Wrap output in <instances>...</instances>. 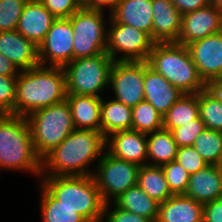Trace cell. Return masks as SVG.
<instances>
[{
	"instance_id": "1",
	"label": "cell",
	"mask_w": 222,
	"mask_h": 222,
	"mask_svg": "<svg viewBox=\"0 0 222 222\" xmlns=\"http://www.w3.org/2000/svg\"><path fill=\"white\" fill-rule=\"evenodd\" d=\"M105 149L106 137L101 132L75 129L42 159L41 176L92 175L89 166L100 161Z\"/></svg>"
},
{
	"instance_id": "2",
	"label": "cell",
	"mask_w": 222,
	"mask_h": 222,
	"mask_svg": "<svg viewBox=\"0 0 222 222\" xmlns=\"http://www.w3.org/2000/svg\"><path fill=\"white\" fill-rule=\"evenodd\" d=\"M66 98L63 67L38 65L22 70L17 76L14 115L27 117L36 110L60 103Z\"/></svg>"
},
{
	"instance_id": "3",
	"label": "cell",
	"mask_w": 222,
	"mask_h": 222,
	"mask_svg": "<svg viewBox=\"0 0 222 222\" xmlns=\"http://www.w3.org/2000/svg\"><path fill=\"white\" fill-rule=\"evenodd\" d=\"M42 159L35 151L26 117L0 115V169L41 177Z\"/></svg>"
},
{
	"instance_id": "4",
	"label": "cell",
	"mask_w": 222,
	"mask_h": 222,
	"mask_svg": "<svg viewBox=\"0 0 222 222\" xmlns=\"http://www.w3.org/2000/svg\"><path fill=\"white\" fill-rule=\"evenodd\" d=\"M39 180L60 204L75 210L88 222H102L105 203L92 175L42 176Z\"/></svg>"
},
{
	"instance_id": "5",
	"label": "cell",
	"mask_w": 222,
	"mask_h": 222,
	"mask_svg": "<svg viewBox=\"0 0 222 222\" xmlns=\"http://www.w3.org/2000/svg\"><path fill=\"white\" fill-rule=\"evenodd\" d=\"M148 65L184 94H197L207 88L187 46L177 42L155 43Z\"/></svg>"
},
{
	"instance_id": "6",
	"label": "cell",
	"mask_w": 222,
	"mask_h": 222,
	"mask_svg": "<svg viewBox=\"0 0 222 222\" xmlns=\"http://www.w3.org/2000/svg\"><path fill=\"white\" fill-rule=\"evenodd\" d=\"M26 119L35 151L41 159L76 129L67 100L36 110Z\"/></svg>"
},
{
	"instance_id": "7",
	"label": "cell",
	"mask_w": 222,
	"mask_h": 222,
	"mask_svg": "<svg viewBox=\"0 0 222 222\" xmlns=\"http://www.w3.org/2000/svg\"><path fill=\"white\" fill-rule=\"evenodd\" d=\"M113 62L107 52L72 60L63 67L67 94L102 97L101 91L109 88Z\"/></svg>"
},
{
	"instance_id": "8",
	"label": "cell",
	"mask_w": 222,
	"mask_h": 222,
	"mask_svg": "<svg viewBox=\"0 0 222 222\" xmlns=\"http://www.w3.org/2000/svg\"><path fill=\"white\" fill-rule=\"evenodd\" d=\"M105 12L81 7L70 17L73 30V60L106 52Z\"/></svg>"
},
{
	"instance_id": "9",
	"label": "cell",
	"mask_w": 222,
	"mask_h": 222,
	"mask_svg": "<svg viewBox=\"0 0 222 222\" xmlns=\"http://www.w3.org/2000/svg\"><path fill=\"white\" fill-rule=\"evenodd\" d=\"M96 165L92 176L105 204L137 185L141 167L138 164L115 158L106 151Z\"/></svg>"
},
{
	"instance_id": "10",
	"label": "cell",
	"mask_w": 222,
	"mask_h": 222,
	"mask_svg": "<svg viewBox=\"0 0 222 222\" xmlns=\"http://www.w3.org/2000/svg\"><path fill=\"white\" fill-rule=\"evenodd\" d=\"M109 24L106 52L114 61L148 60L155 44L148 33L123 23Z\"/></svg>"
},
{
	"instance_id": "11",
	"label": "cell",
	"mask_w": 222,
	"mask_h": 222,
	"mask_svg": "<svg viewBox=\"0 0 222 222\" xmlns=\"http://www.w3.org/2000/svg\"><path fill=\"white\" fill-rule=\"evenodd\" d=\"M115 100L133 108L144 98V61H114L109 89Z\"/></svg>"
},
{
	"instance_id": "12",
	"label": "cell",
	"mask_w": 222,
	"mask_h": 222,
	"mask_svg": "<svg viewBox=\"0 0 222 222\" xmlns=\"http://www.w3.org/2000/svg\"><path fill=\"white\" fill-rule=\"evenodd\" d=\"M40 65L64 67L73 60V30L70 18L56 19L38 46ZM49 62V63H48Z\"/></svg>"
},
{
	"instance_id": "13",
	"label": "cell",
	"mask_w": 222,
	"mask_h": 222,
	"mask_svg": "<svg viewBox=\"0 0 222 222\" xmlns=\"http://www.w3.org/2000/svg\"><path fill=\"white\" fill-rule=\"evenodd\" d=\"M199 76L208 85L222 80V31L187 45Z\"/></svg>"
},
{
	"instance_id": "14",
	"label": "cell",
	"mask_w": 222,
	"mask_h": 222,
	"mask_svg": "<svg viewBox=\"0 0 222 222\" xmlns=\"http://www.w3.org/2000/svg\"><path fill=\"white\" fill-rule=\"evenodd\" d=\"M222 31V11L211 3L182 15L181 32L177 43L188 44Z\"/></svg>"
},
{
	"instance_id": "15",
	"label": "cell",
	"mask_w": 222,
	"mask_h": 222,
	"mask_svg": "<svg viewBox=\"0 0 222 222\" xmlns=\"http://www.w3.org/2000/svg\"><path fill=\"white\" fill-rule=\"evenodd\" d=\"M106 150L115 158L139 166L146 165L148 150L146 133L132 129L114 132L106 137Z\"/></svg>"
},
{
	"instance_id": "16",
	"label": "cell",
	"mask_w": 222,
	"mask_h": 222,
	"mask_svg": "<svg viewBox=\"0 0 222 222\" xmlns=\"http://www.w3.org/2000/svg\"><path fill=\"white\" fill-rule=\"evenodd\" d=\"M183 94L144 61V100L148 101L157 112L164 116Z\"/></svg>"
},
{
	"instance_id": "17",
	"label": "cell",
	"mask_w": 222,
	"mask_h": 222,
	"mask_svg": "<svg viewBox=\"0 0 222 222\" xmlns=\"http://www.w3.org/2000/svg\"><path fill=\"white\" fill-rule=\"evenodd\" d=\"M0 53L20 71L40 65L38 46L17 30L0 32Z\"/></svg>"
},
{
	"instance_id": "18",
	"label": "cell",
	"mask_w": 222,
	"mask_h": 222,
	"mask_svg": "<svg viewBox=\"0 0 222 222\" xmlns=\"http://www.w3.org/2000/svg\"><path fill=\"white\" fill-rule=\"evenodd\" d=\"M152 8V40L155 43L177 42L181 32L182 14L171 0H152Z\"/></svg>"
},
{
	"instance_id": "19",
	"label": "cell",
	"mask_w": 222,
	"mask_h": 222,
	"mask_svg": "<svg viewBox=\"0 0 222 222\" xmlns=\"http://www.w3.org/2000/svg\"><path fill=\"white\" fill-rule=\"evenodd\" d=\"M56 18L44 7L40 0H28L16 30L26 39L39 46Z\"/></svg>"
},
{
	"instance_id": "20",
	"label": "cell",
	"mask_w": 222,
	"mask_h": 222,
	"mask_svg": "<svg viewBox=\"0 0 222 222\" xmlns=\"http://www.w3.org/2000/svg\"><path fill=\"white\" fill-rule=\"evenodd\" d=\"M184 195L201 204L222 197V170L219 165H207L204 169L190 174Z\"/></svg>"
},
{
	"instance_id": "21",
	"label": "cell",
	"mask_w": 222,
	"mask_h": 222,
	"mask_svg": "<svg viewBox=\"0 0 222 222\" xmlns=\"http://www.w3.org/2000/svg\"><path fill=\"white\" fill-rule=\"evenodd\" d=\"M152 19V0H120L109 16V23H123L151 36Z\"/></svg>"
},
{
	"instance_id": "22",
	"label": "cell",
	"mask_w": 222,
	"mask_h": 222,
	"mask_svg": "<svg viewBox=\"0 0 222 222\" xmlns=\"http://www.w3.org/2000/svg\"><path fill=\"white\" fill-rule=\"evenodd\" d=\"M66 100L76 129L101 132L102 97L67 94Z\"/></svg>"
},
{
	"instance_id": "23",
	"label": "cell",
	"mask_w": 222,
	"mask_h": 222,
	"mask_svg": "<svg viewBox=\"0 0 222 222\" xmlns=\"http://www.w3.org/2000/svg\"><path fill=\"white\" fill-rule=\"evenodd\" d=\"M156 222H203V204L185 195H172L159 204Z\"/></svg>"
},
{
	"instance_id": "24",
	"label": "cell",
	"mask_w": 222,
	"mask_h": 222,
	"mask_svg": "<svg viewBox=\"0 0 222 222\" xmlns=\"http://www.w3.org/2000/svg\"><path fill=\"white\" fill-rule=\"evenodd\" d=\"M147 136V164L162 166L176 159L178 146L170 130L161 129Z\"/></svg>"
},
{
	"instance_id": "25",
	"label": "cell",
	"mask_w": 222,
	"mask_h": 222,
	"mask_svg": "<svg viewBox=\"0 0 222 222\" xmlns=\"http://www.w3.org/2000/svg\"><path fill=\"white\" fill-rule=\"evenodd\" d=\"M132 129V108L115 99L101 103V133L110 134Z\"/></svg>"
},
{
	"instance_id": "26",
	"label": "cell",
	"mask_w": 222,
	"mask_h": 222,
	"mask_svg": "<svg viewBox=\"0 0 222 222\" xmlns=\"http://www.w3.org/2000/svg\"><path fill=\"white\" fill-rule=\"evenodd\" d=\"M113 203L123 210L156 222L159 203L149 197L138 184L123 192Z\"/></svg>"
},
{
	"instance_id": "27",
	"label": "cell",
	"mask_w": 222,
	"mask_h": 222,
	"mask_svg": "<svg viewBox=\"0 0 222 222\" xmlns=\"http://www.w3.org/2000/svg\"><path fill=\"white\" fill-rule=\"evenodd\" d=\"M137 184L159 204L173 195L161 166L142 165L139 169Z\"/></svg>"
},
{
	"instance_id": "28",
	"label": "cell",
	"mask_w": 222,
	"mask_h": 222,
	"mask_svg": "<svg viewBox=\"0 0 222 222\" xmlns=\"http://www.w3.org/2000/svg\"><path fill=\"white\" fill-rule=\"evenodd\" d=\"M199 116L198 93L183 94L163 116V128L171 131Z\"/></svg>"
},
{
	"instance_id": "29",
	"label": "cell",
	"mask_w": 222,
	"mask_h": 222,
	"mask_svg": "<svg viewBox=\"0 0 222 222\" xmlns=\"http://www.w3.org/2000/svg\"><path fill=\"white\" fill-rule=\"evenodd\" d=\"M40 187L42 222H88L75 210L60 204L41 184Z\"/></svg>"
},
{
	"instance_id": "30",
	"label": "cell",
	"mask_w": 222,
	"mask_h": 222,
	"mask_svg": "<svg viewBox=\"0 0 222 222\" xmlns=\"http://www.w3.org/2000/svg\"><path fill=\"white\" fill-rule=\"evenodd\" d=\"M200 118L210 130L222 131V104L207 87L198 93Z\"/></svg>"
},
{
	"instance_id": "31",
	"label": "cell",
	"mask_w": 222,
	"mask_h": 222,
	"mask_svg": "<svg viewBox=\"0 0 222 222\" xmlns=\"http://www.w3.org/2000/svg\"><path fill=\"white\" fill-rule=\"evenodd\" d=\"M193 147L209 165H219L222 159V131L206 128L198 135Z\"/></svg>"
},
{
	"instance_id": "32",
	"label": "cell",
	"mask_w": 222,
	"mask_h": 222,
	"mask_svg": "<svg viewBox=\"0 0 222 222\" xmlns=\"http://www.w3.org/2000/svg\"><path fill=\"white\" fill-rule=\"evenodd\" d=\"M163 129V116L146 100L132 108V130L150 133Z\"/></svg>"
},
{
	"instance_id": "33",
	"label": "cell",
	"mask_w": 222,
	"mask_h": 222,
	"mask_svg": "<svg viewBox=\"0 0 222 222\" xmlns=\"http://www.w3.org/2000/svg\"><path fill=\"white\" fill-rule=\"evenodd\" d=\"M28 0H0V32L16 30Z\"/></svg>"
},
{
	"instance_id": "34",
	"label": "cell",
	"mask_w": 222,
	"mask_h": 222,
	"mask_svg": "<svg viewBox=\"0 0 222 222\" xmlns=\"http://www.w3.org/2000/svg\"><path fill=\"white\" fill-rule=\"evenodd\" d=\"M166 181L173 195H184L188 184L190 173H188L176 160L161 166Z\"/></svg>"
},
{
	"instance_id": "35",
	"label": "cell",
	"mask_w": 222,
	"mask_h": 222,
	"mask_svg": "<svg viewBox=\"0 0 222 222\" xmlns=\"http://www.w3.org/2000/svg\"><path fill=\"white\" fill-rule=\"evenodd\" d=\"M206 129L200 116L181 127L171 130L176 145L179 147L193 146L198 135Z\"/></svg>"
},
{
	"instance_id": "36",
	"label": "cell",
	"mask_w": 222,
	"mask_h": 222,
	"mask_svg": "<svg viewBox=\"0 0 222 222\" xmlns=\"http://www.w3.org/2000/svg\"><path fill=\"white\" fill-rule=\"evenodd\" d=\"M16 82L17 77H8L0 75V115H14Z\"/></svg>"
},
{
	"instance_id": "37",
	"label": "cell",
	"mask_w": 222,
	"mask_h": 222,
	"mask_svg": "<svg viewBox=\"0 0 222 222\" xmlns=\"http://www.w3.org/2000/svg\"><path fill=\"white\" fill-rule=\"evenodd\" d=\"M188 173L192 174L209 165L193 146H183L177 149L175 159Z\"/></svg>"
},
{
	"instance_id": "38",
	"label": "cell",
	"mask_w": 222,
	"mask_h": 222,
	"mask_svg": "<svg viewBox=\"0 0 222 222\" xmlns=\"http://www.w3.org/2000/svg\"><path fill=\"white\" fill-rule=\"evenodd\" d=\"M44 7L56 18H70L83 5L79 0H40Z\"/></svg>"
},
{
	"instance_id": "39",
	"label": "cell",
	"mask_w": 222,
	"mask_h": 222,
	"mask_svg": "<svg viewBox=\"0 0 222 222\" xmlns=\"http://www.w3.org/2000/svg\"><path fill=\"white\" fill-rule=\"evenodd\" d=\"M113 205V209L111 207ZM111 208V209H110ZM105 219V220H104ZM152 222L143 216L126 211L116 206L113 202L104 205L102 222Z\"/></svg>"
},
{
	"instance_id": "40",
	"label": "cell",
	"mask_w": 222,
	"mask_h": 222,
	"mask_svg": "<svg viewBox=\"0 0 222 222\" xmlns=\"http://www.w3.org/2000/svg\"><path fill=\"white\" fill-rule=\"evenodd\" d=\"M203 222H222V197L203 204Z\"/></svg>"
},
{
	"instance_id": "41",
	"label": "cell",
	"mask_w": 222,
	"mask_h": 222,
	"mask_svg": "<svg viewBox=\"0 0 222 222\" xmlns=\"http://www.w3.org/2000/svg\"><path fill=\"white\" fill-rule=\"evenodd\" d=\"M178 11L185 15L210 4V0H171Z\"/></svg>"
},
{
	"instance_id": "42",
	"label": "cell",
	"mask_w": 222,
	"mask_h": 222,
	"mask_svg": "<svg viewBox=\"0 0 222 222\" xmlns=\"http://www.w3.org/2000/svg\"><path fill=\"white\" fill-rule=\"evenodd\" d=\"M119 1L120 0H87L83 4V7L90 10L103 11V12H105L104 8L107 7L111 14Z\"/></svg>"
},
{
	"instance_id": "43",
	"label": "cell",
	"mask_w": 222,
	"mask_h": 222,
	"mask_svg": "<svg viewBox=\"0 0 222 222\" xmlns=\"http://www.w3.org/2000/svg\"><path fill=\"white\" fill-rule=\"evenodd\" d=\"M20 70L6 57L0 53V75L17 77Z\"/></svg>"
},
{
	"instance_id": "44",
	"label": "cell",
	"mask_w": 222,
	"mask_h": 222,
	"mask_svg": "<svg viewBox=\"0 0 222 222\" xmlns=\"http://www.w3.org/2000/svg\"><path fill=\"white\" fill-rule=\"evenodd\" d=\"M207 87L217 96L222 104V80L211 82Z\"/></svg>"
},
{
	"instance_id": "45",
	"label": "cell",
	"mask_w": 222,
	"mask_h": 222,
	"mask_svg": "<svg viewBox=\"0 0 222 222\" xmlns=\"http://www.w3.org/2000/svg\"><path fill=\"white\" fill-rule=\"evenodd\" d=\"M210 3L222 11V0H210Z\"/></svg>"
},
{
	"instance_id": "46",
	"label": "cell",
	"mask_w": 222,
	"mask_h": 222,
	"mask_svg": "<svg viewBox=\"0 0 222 222\" xmlns=\"http://www.w3.org/2000/svg\"><path fill=\"white\" fill-rule=\"evenodd\" d=\"M81 3H82V5L87 1V0H79Z\"/></svg>"
},
{
	"instance_id": "47",
	"label": "cell",
	"mask_w": 222,
	"mask_h": 222,
	"mask_svg": "<svg viewBox=\"0 0 222 222\" xmlns=\"http://www.w3.org/2000/svg\"><path fill=\"white\" fill-rule=\"evenodd\" d=\"M219 167H220L221 170H222V159H221V162H220V164H219Z\"/></svg>"
}]
</instances>
